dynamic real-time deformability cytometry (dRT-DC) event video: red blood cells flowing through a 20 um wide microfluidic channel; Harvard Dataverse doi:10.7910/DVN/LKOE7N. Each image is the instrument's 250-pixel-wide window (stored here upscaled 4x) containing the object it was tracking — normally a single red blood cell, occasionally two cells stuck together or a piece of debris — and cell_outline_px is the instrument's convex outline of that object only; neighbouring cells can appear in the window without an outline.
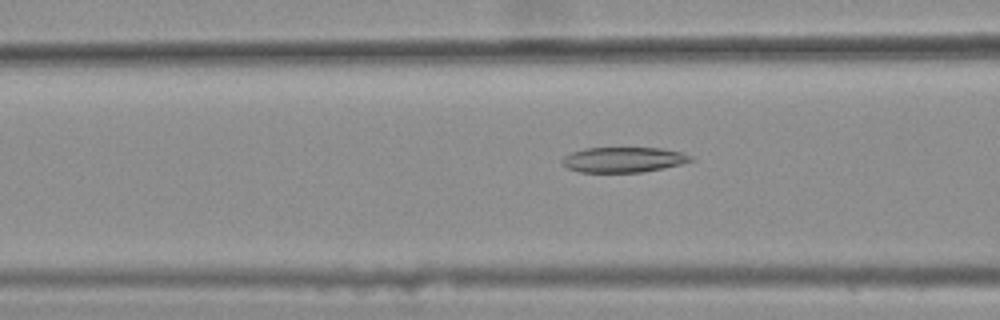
{"species": "common noctule bat (a hibernating species)", "species_latin": "Nyctalus noctula", "temperature_condition": "warm", "stored_images_in_passage": 49, "camera_frame_rate_fps": 3000, "um_per_image_px": 0.085, "animal": {"sex": "female", "body_mass_g": 25.1}, "frame": {"image": 1, "passage_image": 22, "time_ms": 7.0, "image_size_px": [1000, 320], "cell_outline_px": [[696, 160], [664, 168], [640, 172], [580, 172], [568, 168], [560, 164], [560, 160], [564, 156], [572, 152], [584, 148], [664, 148], [680, 152], [692, 156]], "centroid_in_image_um": [52.98, 13.57], "position_along_channel_um": 113.6, "area_um2": 19.02}}
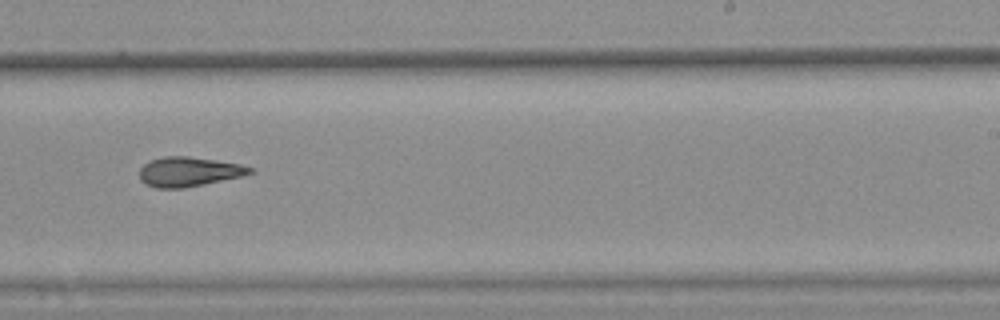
{"frame": {"image": 2, "passage_image": 35, "time_ms": 11.333, "image_size_px": [1000, 320], "cell_outline_px": [[256, 172], [240, 176], [204, 184], [184, 188], [156, 188], [140, 180], [140, 168], [148, 160], [164, 156], [188, 156], [216, 160], [240, 164], [252, 168]], "centroid_in_image_um": [16.03, 14.58], "position_along_channel_um": 273.0, "area_um2": 18.96}}
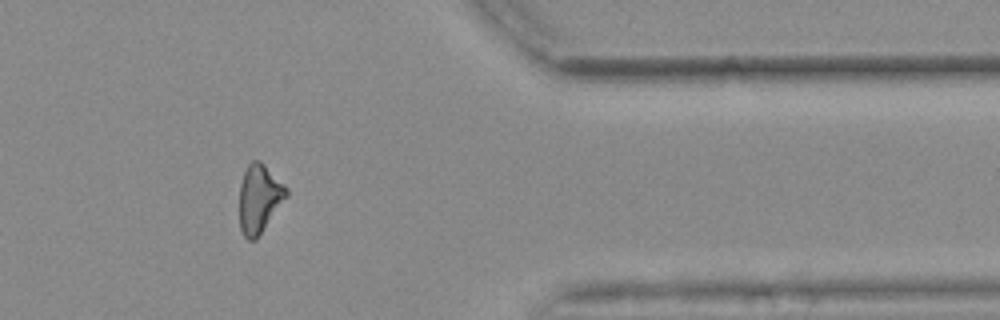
{"frame": {"image": 3, "passage_image": 46, "time_ms": 15.0, "image_size_px": [1000, 320], "cell_outline_px": [[288, 196], [256, 240], [248, 240], [244, 236], [240, 228], [240, 184], [244, 172], [248, 164], [252, 160], [260, 160], [288, 188]], "centroid_in_image_um": [22.05, 16.88], "position_along_channel_um": 389.4, "area_um2": 18.73}, "authors_computed_cell_mechanics": {"area_um2": 19.3052, "velocity_mm_per_s": 3.6779, "shape_relaxation_time_tau1_ms": null, "shape_relaxation_time_tau2_ms": 3.4622, "deformation_change_tau1": null, "deformation_change_tau2": 0.1178}}